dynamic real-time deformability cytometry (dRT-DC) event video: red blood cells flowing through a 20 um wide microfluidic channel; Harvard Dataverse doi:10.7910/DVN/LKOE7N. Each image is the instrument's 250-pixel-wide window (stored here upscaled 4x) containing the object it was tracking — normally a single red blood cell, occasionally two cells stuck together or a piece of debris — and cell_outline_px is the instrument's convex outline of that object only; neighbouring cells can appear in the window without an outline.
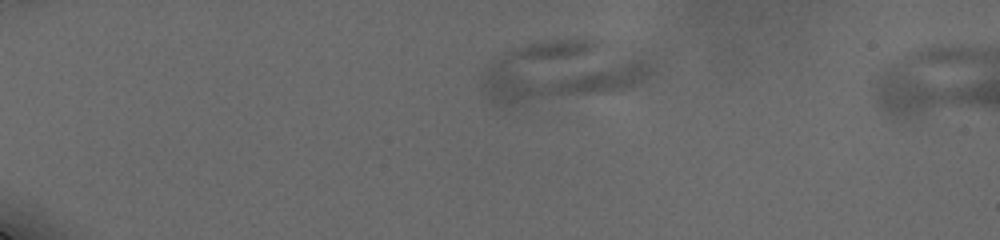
{"species": "human", "species_latin": "Homo sapiens", "temperature_condition": "cold", "stored_images_in_passage": 5, "camera_frame_rate_fps": 3000, "um_per_image_px": 0.085, "donor": {"sex": "male"}, "frame": {"image": 1, "passage_image": 1, "time_ms": 0.0, "image_size_px": [1000, 240], "cell_outline_px": [[656, 72], [644, 84], [620, 92], [512, 104], [492, 104], [480, 88], [480, 76], [488, 60], [516, 48], [528, 44], [548, 40], [592, 40], [648, 56], [656, 64]], "centroid_in_image_um": [47.84, 6.09], "position_along_channel_um": 37.2, "area_um2": 61.33}}
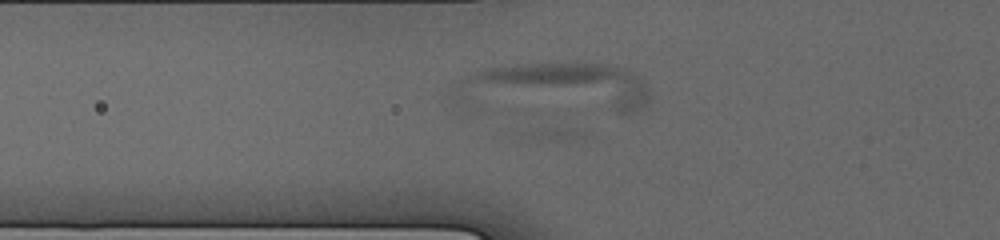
{"frame": {"image": 2, "passage_image": 4, "time_ms": 3.333, "image_size_px": [1000, 240], "cell_outline_px": [[648, 100], [644, 104], [628, 112], [476, 112], [456, 100], [452, 96], [456, 80], [472, 72], [484, 68], [504, 64], [608, 64], [628, 68], [644, 80], [648, 88]], "centroid_in_image_um": [46.9, 7.54], "position_along_channel_um": 78.9, "area_um2": 61.04}}